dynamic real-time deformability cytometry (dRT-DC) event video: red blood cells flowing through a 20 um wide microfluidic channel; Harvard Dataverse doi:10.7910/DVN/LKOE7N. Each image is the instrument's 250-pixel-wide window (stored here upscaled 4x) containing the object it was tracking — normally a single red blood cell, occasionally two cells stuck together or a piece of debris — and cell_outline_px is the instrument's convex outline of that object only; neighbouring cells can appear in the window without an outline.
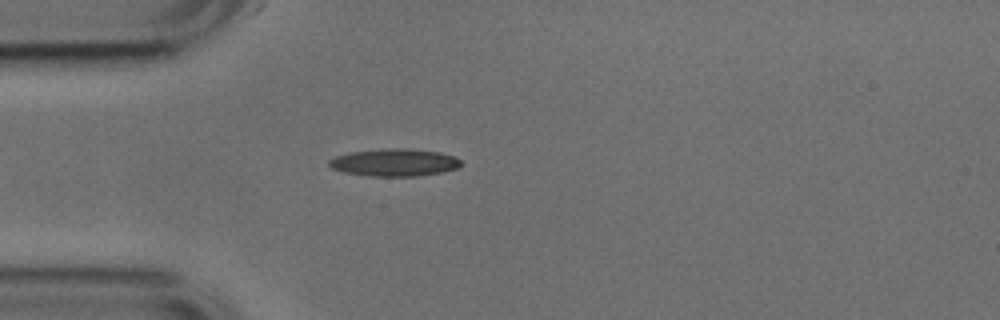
{"species": "common noctule bat (a hibernating species)", "species_latin": "Nyctalus noctula", "temperature_condition": "cold", "stored_images_in_passage": 2, "camera_frame_rate_fps": 3000, "um_per_image_px": 0.085, "animal": {"sex": "male", "body_mass_g": 17.9, "forearm_length_mm": 54.2}, "frame": {"image": 1, "passage_image": 2, "time_ms": 0.333, "image_size_px": [1000, 320], "cell_outline_px": [[464, 164], [460, 168], [444, 172], [416, 176], [372, 176], [344, 172], [332, 168], [328, 164], [328, 160], [336, 156], [348, 152], [384, 148], [404, 148], [440, 152], [452, 156], [460, 160]], "centroid_in_image_um": [33.55, 13.81], "position_along_channel_um": 51.5, "area_um2": 21.27}}